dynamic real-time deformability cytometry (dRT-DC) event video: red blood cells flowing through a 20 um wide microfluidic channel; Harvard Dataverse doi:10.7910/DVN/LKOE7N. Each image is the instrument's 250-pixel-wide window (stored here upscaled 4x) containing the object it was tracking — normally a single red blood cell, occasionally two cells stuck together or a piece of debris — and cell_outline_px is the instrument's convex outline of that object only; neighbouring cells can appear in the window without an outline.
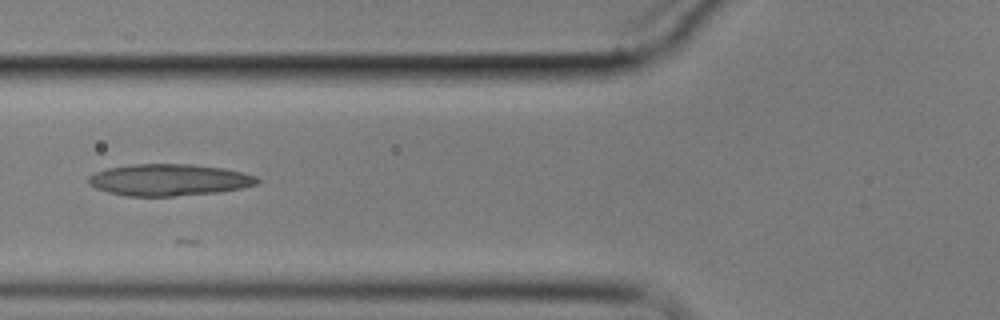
{"species": "common noctule bat (a hibernating species)", "species_latin": "Nyctalus noctula", "temperature_condition": "cold", "stored_images_in_passage": 8, "camera_frame_rate_fps": 3000, "um_per_image_px": 0.085, "animal": {"sex": "male", "body_mass_g": 17.9}, "frame": {"image": 1, "passage_image": 8, "time_ms": 8.333, "image_size_px": [1000, 320], "cell_outline_px": [[260, 180], [256, 184], [240, 188], [220, 192], [172, 196], [128, 196], [108, 192], [96, 188], [88, 184], [88, 176], [96, 172], [108, 168], [128, 164], [192, 164], [224, 168], [256, 176]], "centroid_in_image_um": [14.34, 15.28], "position_along_channel_um": 111.5, "area_um2": 31.15}}